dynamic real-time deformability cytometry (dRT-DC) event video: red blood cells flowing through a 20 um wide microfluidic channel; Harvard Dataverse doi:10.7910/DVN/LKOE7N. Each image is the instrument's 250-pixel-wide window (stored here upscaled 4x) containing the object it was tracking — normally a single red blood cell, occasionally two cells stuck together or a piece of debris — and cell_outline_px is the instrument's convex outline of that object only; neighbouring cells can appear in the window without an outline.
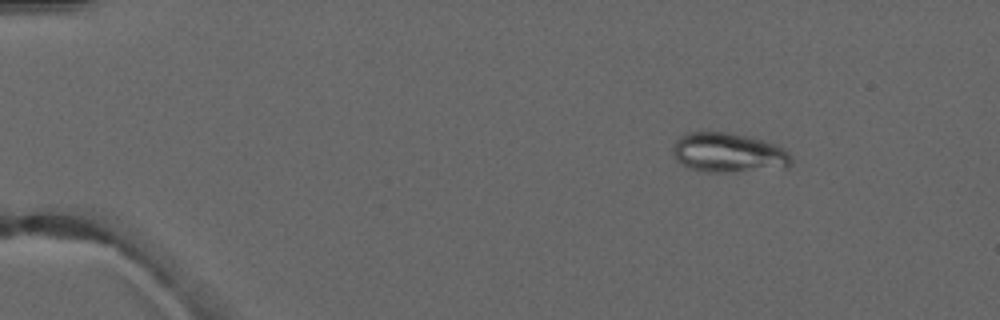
{"species": "common noctule bat (a hibernating species)", "species_latin": "Nyctalus noctula", "temperature_condition": "warm", "stored_images_in_passage": 5, "camera_frame_rate_fps": 3000, "um_per_image_px": 0.085, "animal": {"sex": "male", "forearm_length_mm": 52.5}, "frame": {"image": 1, "passage_image": 2, "time_ms": 2.333, "image_size_px": [1000, 320], "cell_outline_px": [[792, 164], [788, 168], [736, 172], [704, 172], [688, 168], [680, 164], [672, 156], [672, 148], [676, 140], [684, 132], [728, 132], [752, 136], [776, 144], [784, 148], [792, 156]], "centroid_in_image_um": [61.93, 12.99], "position_along_channel_um": 23.1, "area_um2": 28.21}}